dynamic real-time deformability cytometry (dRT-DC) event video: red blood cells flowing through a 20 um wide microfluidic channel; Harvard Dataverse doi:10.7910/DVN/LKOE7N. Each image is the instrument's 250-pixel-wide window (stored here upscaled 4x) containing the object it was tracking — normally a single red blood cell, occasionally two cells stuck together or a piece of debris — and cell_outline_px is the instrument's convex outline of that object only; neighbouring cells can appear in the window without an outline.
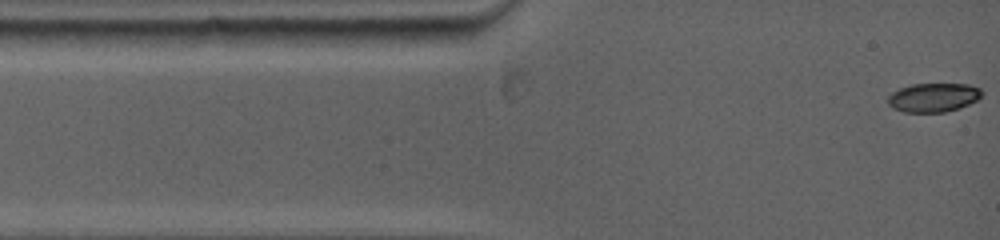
{"species": "common noctule bat (a hibernating species)", "species_latin": "Nyctalus noctula", "temperature_condition": "warm", "stored_images_in_passage": 25, "camera_frame_rate_fps": 5000, "um_per_image_px": 0.085, "animal": {"sex": "female", "body_mass_g": 19.0, "forearm_length_mm": 53.3}, "frame": {"image": 1, "passage_image": 1, "time_ms": 0.0, "image_size_px": [1000, 240], "cell_outline_px": [[984, 92], [976, 100], [960, 108], [944, 112], [904, 112], [892, 108], [888, 104], [888, 96], [892, 92], [900, 88], [912, 84], [968, 84], [980, 88]], "centroid_in_image_um": [79.33, 8.28], "position_along_channel_um": 5.7, "area_um2": 15.84}}
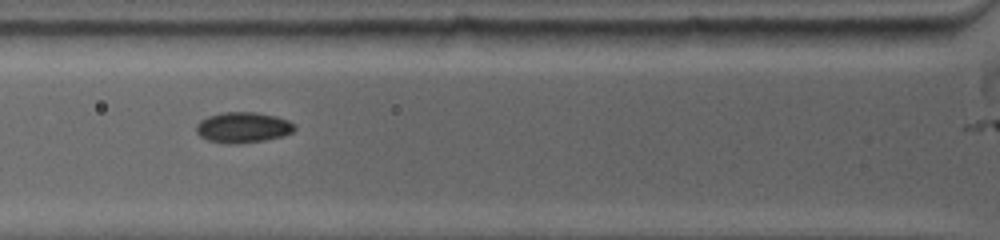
{"frame": {"image": 2, "passage_image": 15, "time_ms": 3.8, "image_size_px": [1000, 240], "cell_outline_px": [[296, 128], [292, 132], [284, 136], [264, 140], [236, 144], [232, 144], [208, 140], [200, 136], [196, 132], [196, 124], [200, 120], [208, 116], [224, 112], [256, 112], [276, 116], [288, 120], [296, 124]], "centroid_in_image_um": [20.67, 10.82], "position_along_channel_um": 105.1, "area_um2": 17.63}}
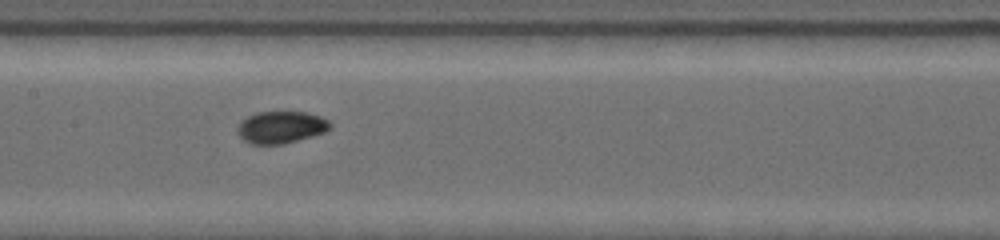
{"frame": {"image": 3, "passage_image": 22, "time_ms": 5.8, "image_size_px": [1000, 240], "cell_outline_px": [[332, 124], [324, 132], [312, 136], [284, 144], [252, 144], [244, 140], [240, 136], [236, 128], [240, 120], [256, 112], [308, 112], [320, 116], [328, 120]], "centroid_in_image_um": [23.86, 10.81], "position_along_channel_um": 183.5, "area_um2": 17.34}}